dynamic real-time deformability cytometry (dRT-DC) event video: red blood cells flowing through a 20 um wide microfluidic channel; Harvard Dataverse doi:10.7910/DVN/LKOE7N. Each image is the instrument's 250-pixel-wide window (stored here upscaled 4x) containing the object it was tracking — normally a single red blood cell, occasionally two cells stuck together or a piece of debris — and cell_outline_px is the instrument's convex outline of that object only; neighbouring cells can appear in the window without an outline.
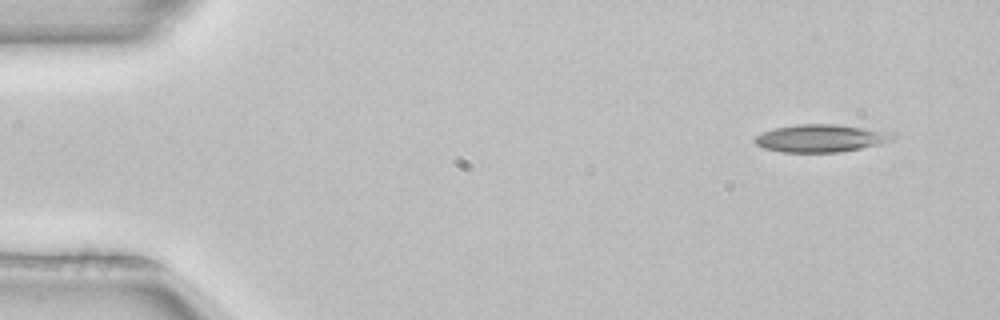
{"species": "common noctule bat (a hibernating species)", "species_latin": "Nyctalus noctula", "temperature_condition": "room temperature", "stored_images_in_passage": 3, "camera_frame_rate_fps": 3000, "um_per_image_px": 0.085, "animal": {"sex": "female", "body_mass_g": 22.7, "forearm_length_mm": 54.2}, "frame": {"image": 1, "passage_image": 1, "time_ms": 0.0, "image_size_px": [1000, 320], "cell_outline_px": [[892, 140], [880, 144], [840, 152], [780, 152], [764, 148], [756, 144], [752, 140], [756, 136], [772, 128], [800, 124], [836, 124], [864, 128], [880, 132], [892, 136]], "centroid_in_image_um": [69.64, 11.76], "position_along_channel_um": 15.4, "area_um2": 21.73}}